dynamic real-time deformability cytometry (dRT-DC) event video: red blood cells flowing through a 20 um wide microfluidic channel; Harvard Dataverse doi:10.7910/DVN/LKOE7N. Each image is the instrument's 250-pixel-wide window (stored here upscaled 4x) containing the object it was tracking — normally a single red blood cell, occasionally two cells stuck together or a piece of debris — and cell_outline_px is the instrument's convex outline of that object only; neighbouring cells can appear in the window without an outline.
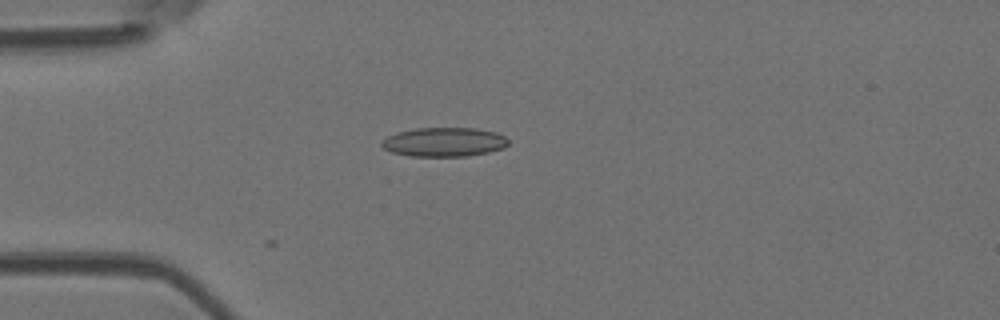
{"species": "Egyptian fruit bat (a non-hibernating species)", "species_latin": "Rousettus aegyptiacus", "temperature_condition": "room temperature", "stored_images_in_passage": 3, "camera_frame_rate_fps": 3000, "um_per_image_px": 0.085, "animal": {"sex": "female"}, "frame": {"image": 1, "passage_image": 1, "time_ms": 0.0, "image_size_px": [1000, 320], "cell_outline_px": [[508, 144], [504, 148], [488, 152], [468, 156], [412, 156], [392, 152], [384, 148], [380, 144], [380, 140], [396, 132], [416, 128], [476, 128], [496, 132], [504, 136], [508, 140]], "centroid_in_image_um": [37.74, 12.07], "position_along_channel_um": 47.3, "area_um2": 21.56}}